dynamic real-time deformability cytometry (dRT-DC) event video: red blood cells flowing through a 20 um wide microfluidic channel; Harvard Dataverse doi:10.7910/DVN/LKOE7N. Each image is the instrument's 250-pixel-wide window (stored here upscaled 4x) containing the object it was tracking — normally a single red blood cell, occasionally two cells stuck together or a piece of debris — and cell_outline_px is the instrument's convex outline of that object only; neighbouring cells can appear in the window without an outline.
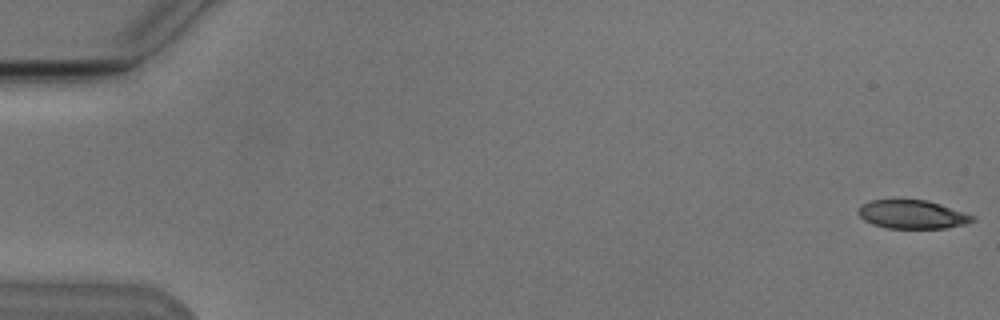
{"species": "Egyptian fruit bat (a non-hibernating species)", "species_latin": "Rousettus aegyptiacus", "temperature_condition": "cold", "stored_images_in_passage": 4, "camera_frame_rate_fps": 3000, "um_per_image_px": 0.085, "animal": {"sex": "male"}, "frame": {"image": 1, "passage_image": 1, "time_ms": 0.0, "image_size_px": [1000, 320], "cell_outline_px": [[976, 220], [964, 224], [948, 228], [888, 228], [872, 224], [864, 220], [860, 216], [860, 204], [872, 200], [928, 200], [976, 216]], "centroid_in_image_um": [77.58, 18.23], "position_along_channel_um": 7.4, "area_um2": 18.9}}